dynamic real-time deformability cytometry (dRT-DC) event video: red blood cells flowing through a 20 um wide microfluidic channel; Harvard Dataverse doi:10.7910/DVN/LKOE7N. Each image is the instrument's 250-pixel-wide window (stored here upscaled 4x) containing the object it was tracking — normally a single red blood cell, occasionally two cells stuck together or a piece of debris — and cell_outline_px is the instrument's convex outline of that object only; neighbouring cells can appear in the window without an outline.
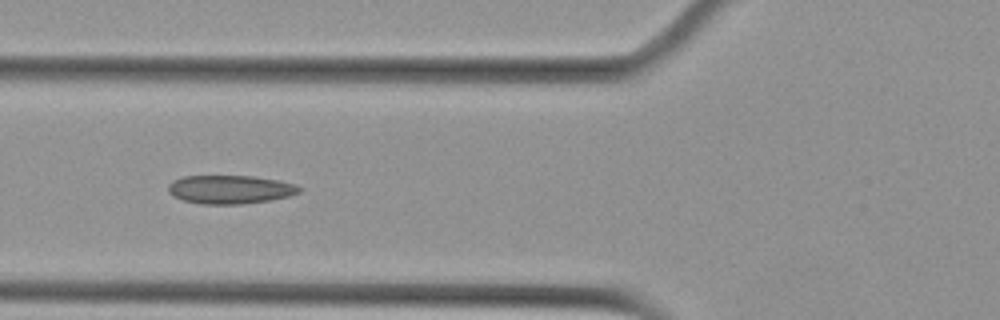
{"species": "Egyptian fruit bat (a non-hibernating species)", "species_latin": "Rousettus aegyptiacus", "temperature_condition": "cold", "stored_images_in_passage": 6, "camera_frame_rate_fps": 3000, "um_per_image_px": 0.085, "animal": {"sex": "female"}, "frame": {"image": 1, "passage_image": 6, "time_ms": 1.667, "image_size_px": [1000, 320], "cell_outline_px": [[304, 188], [300, 192], [288, 196], [268, 200], [240, 204], [204, 204], [184, 200], [168, 192], [168, 184], [172, 180], [184, 176], [252, 176], [276, 180], [296, 184]], "centroid_in_image_um": [19.57, 16.09], "position_along_channel_um": 106.2, "area_um2": 21.62}}